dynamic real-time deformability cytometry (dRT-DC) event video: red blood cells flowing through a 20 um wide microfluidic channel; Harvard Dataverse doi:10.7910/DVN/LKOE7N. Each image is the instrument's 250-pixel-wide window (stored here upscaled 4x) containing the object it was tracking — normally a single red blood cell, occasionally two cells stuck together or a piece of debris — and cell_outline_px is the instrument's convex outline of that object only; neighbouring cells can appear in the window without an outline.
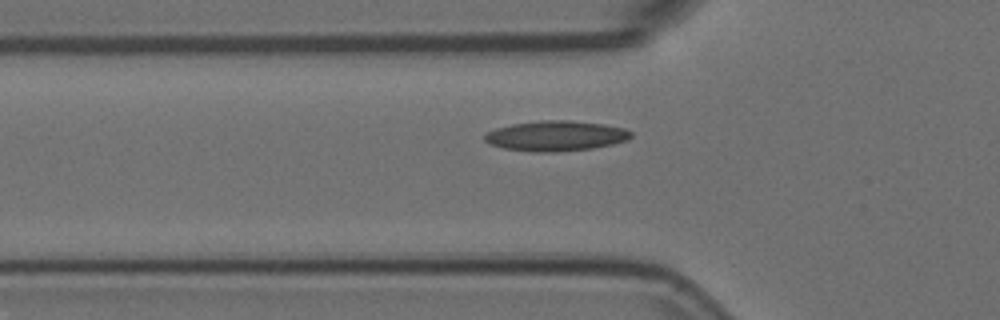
{"species": "Egyptian fruit bat (a non-hibernating species)", "species_latin": "Rousettus aegyptiacus", "temperature_condition": "room temperature", "stored_images_in_passage": 4, "camera_frame_rate_fps": 3000, "um_per_image_px": 0.085, "animal": {"sex": "female"}, "frame": {"image": 1, "passage_image": 4, "time_ms": 1.0, "image_size_px": [1000, 320], "cell_outline_px": [[632, 136], [628, 140], [612, 144], [592, 148], [556, 152], [532, 152], [504, 148], [492, 144], [484, 140], [484, 136], [488, 132], [496, 128], [512, 124], [540, 120], [568, 120], [604, 124], [624, 128], [632, 132]], "centroid_in_image_um": [47.27, 11.55], "position_along_channel_um": 78.5, "area_um2": 25.72}}